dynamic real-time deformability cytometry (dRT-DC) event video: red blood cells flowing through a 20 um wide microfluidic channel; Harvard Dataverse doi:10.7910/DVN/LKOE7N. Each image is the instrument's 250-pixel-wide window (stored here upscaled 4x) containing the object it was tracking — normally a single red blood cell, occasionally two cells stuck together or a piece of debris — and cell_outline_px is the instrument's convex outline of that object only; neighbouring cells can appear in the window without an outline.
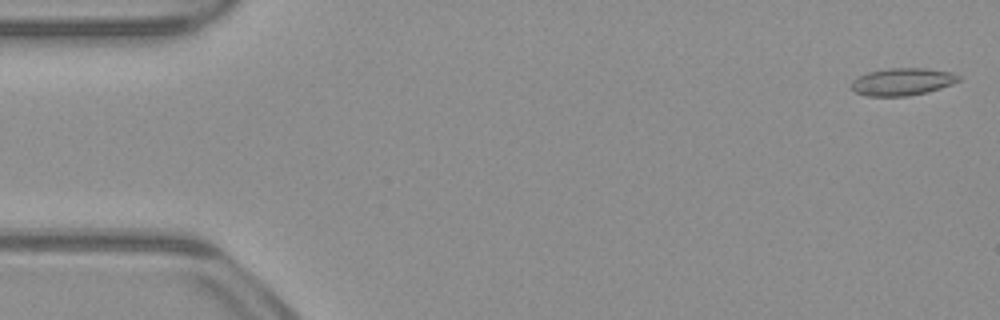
{"species": "common noctule bat (a hibernating species)", "species_latin": "Nyctalus noctula", "temperature_condition": "warm", "stored_images_in_passage": 52, "camera_frame_rate_fps": 3000, "um_per_image_px": 0.085, "animal": {"sex": "male", "body_mass_g": 23.1, "forearm_length_mm": 52.7}, "frame": {"image": 1, "passage_image": 1, "time_ms": 0.0, "image_size_px": [1000, 320], "cell_outline_px": [[964, 76], [960, 80], [952, 84], [928, 92], [908, 96], [868, 96], [856, 92], [852, 88], [852, 80], [868, 72], [888, 68], [924, 68], [952, 72]], "centroid_in_image_um": [76.76, 6.94], "position_along_channel_um": 8.2, "area_um2": 17.17}}
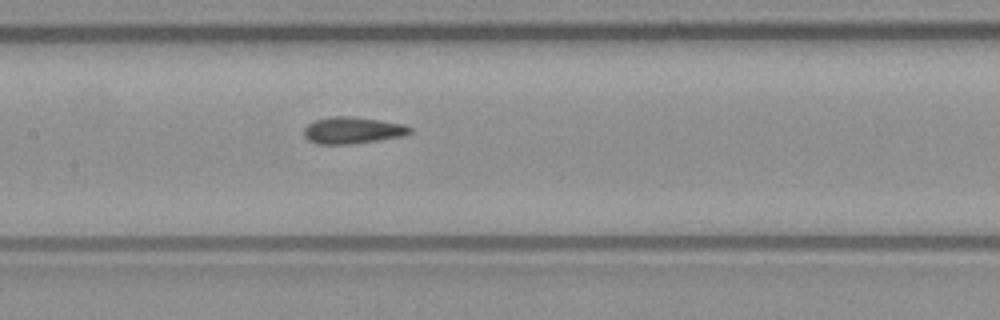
{"frame": {"image": 2, "passage_image": 24, "time_ms": 7.667, "image_size_px": [1000, 320], "cell_outline_px": [[412, 132], [404, 136], [352, 144], [316, 144], [308, 140], [304, 136], [304, 128], [308, 124], [316, 120], [332, 116], [348, 116], [404, 124], [412, 128]], "centroid_in_image_um": [29.96, 11.09], "position_along_channel_um": 177.4, "area_um2": 16.42}}
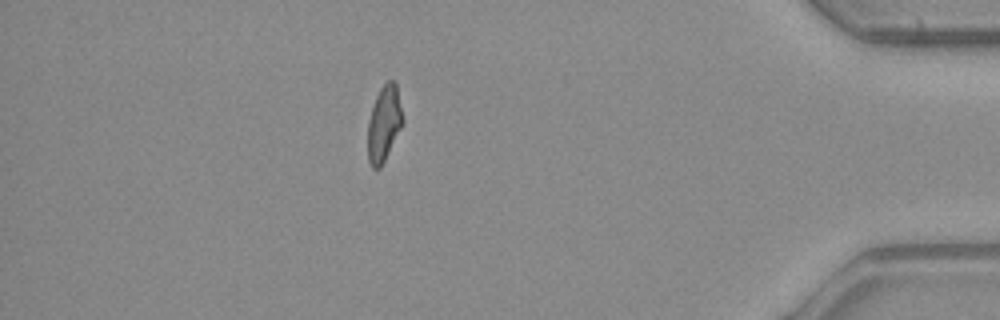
{"frame": {"image": 3, "passage_image": 45, "time_ms": 14.667, "image_size_px": [1000, 320], "cell_outline_px": [[404, 124], [380, 168], [372, 168], [368, 160], [368, 120], [376, 96], [380, 88], [388, 80], [392, 80], [396, 84], [404, 120]], "centroid_in_image_um": [32.65, 10.51], "position_along_channel_um": 402.5, "area_um2": 15.43}, "authors_computed_cell_mechanics": {"area_um2": 16.2418, "velocity_mm_per_s": 3.9483, "shape_relaxation_time_tau1_ms": null, "shape_relaxation_time_tau2_ms": 2.1732, "deformation_change_tau1": null, "deformation_change_tau2": 0.0866}}